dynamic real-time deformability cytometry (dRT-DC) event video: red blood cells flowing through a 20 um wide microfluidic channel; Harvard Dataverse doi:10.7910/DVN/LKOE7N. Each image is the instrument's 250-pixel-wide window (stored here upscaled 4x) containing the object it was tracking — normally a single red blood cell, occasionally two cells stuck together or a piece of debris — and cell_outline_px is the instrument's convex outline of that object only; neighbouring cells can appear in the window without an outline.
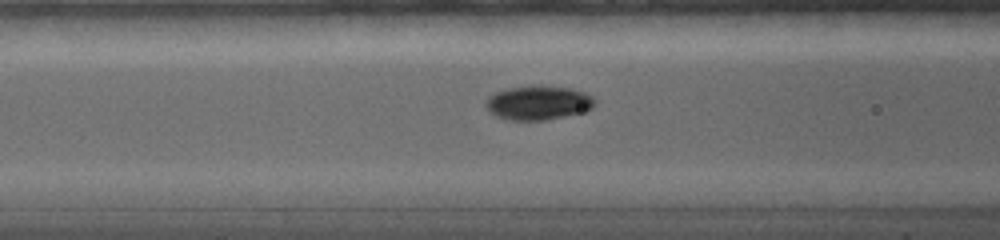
{"species": "common noctule bat (a hibernating species)", "species_latin": "Nyctalus noctula", "temperature_condition": "warm", "stored_images_in_passage": 26, "camera_frame_rate_fps": 5000, "um_per_image_px": 0.085, "animal": {"sex": "female", "body_mass_g": 19.0, "forearm_length_mm": 56.7}, "frame": {"image": 1, "passage_image": 9, "time_ms": 4.6, "image_size_px": [1000, 240], "cell_outline_px": [[596, 104], [592, 108], [584, 112], [544, 120], [508, 120], [496, 116], [484, 104], [488, 96], [496, 92], [508, 88], [536, 84], [568, 88], [584, 92], [592, 96], [596, 100]], "centroid_in_image_um": [45.76, 8.72], "position_along_channel_um": 120.8, "area_um2": 21.85}}
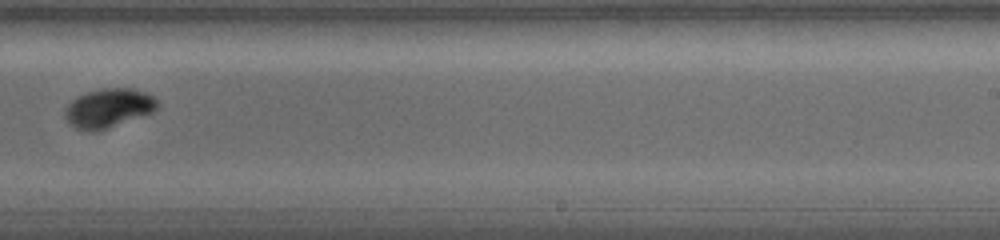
{"frame": {"image": 2, "passage_image": 16, "time_ms": 8.8, "image_size_px": [1000, 240], "cell_outline_px": [[160, 104], [152, 112], [96, 132], [92, 132], [76, 128], [64, 116], [64, 108], [76, 96], [88, 92], [104, 88], [132, 88], [144, 92], [152, 96]], "centroid_in_image_um": [9.2, 9.18], "position_along_channel_um": 279.8, "area_um2": 20.81}}
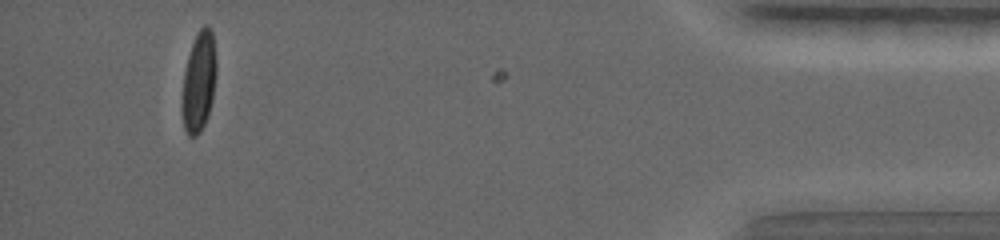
{"frame": {"image": 3, "passage_image": 26, "time_ms": 14.6, "image_size_px": [1000, 240], "cell_outline_px": [[216, 72], [212, 96], [208, 116], [200, 132], [196, 136], [188, 136], [184, 128], [180, 112], [180, 104], [184, 72], [188, 56], [192, 44], [200, 28], [204, 24], [208, 24], [212, 32], [216, 60]], "centroid_in_image_um": [16.87, 6.98], "position_along_channel_um": 418.3, "area_um2": 20.17}, "authors_computed_cell_mechanics": {"area_um2": 20.519, "velocity_mm_per_s": 3.7977, "shape_relaxation_time_tau1_ms": 3.1522, "shape_relaxation_time_tau2_ms": null, "deformation_change_tau1": 0.1717, "deformation_change_tau2": null}}